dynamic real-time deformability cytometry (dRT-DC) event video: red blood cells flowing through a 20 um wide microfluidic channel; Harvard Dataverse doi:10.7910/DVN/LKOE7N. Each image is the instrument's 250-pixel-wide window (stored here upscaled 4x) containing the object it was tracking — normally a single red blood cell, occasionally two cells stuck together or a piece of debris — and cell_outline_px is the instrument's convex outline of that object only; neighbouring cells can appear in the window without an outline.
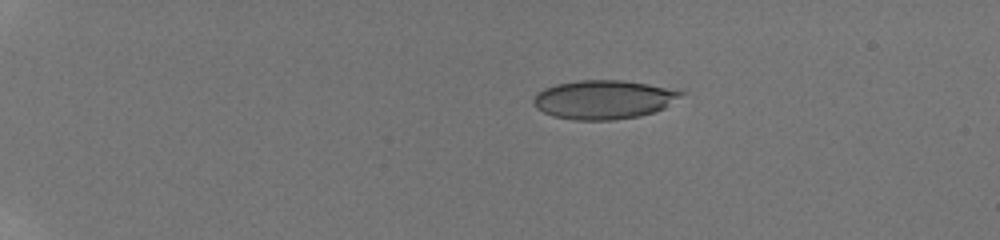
{"species": "human", "species_latin": "Homo sapiens", "temperature_condition": "room temperature", "stored_images_in_passage": 4, "camera_frame_rate_fps": 3000, "um_per_image_px": 0.085, "donor": {"sex": "male"}, "frame": {"image": 1, "passage_image": 1, "time_ms": 0.0, "image_size_px": [1000, 240], "cell_outline_px": [[688, 92], [664, 108], [656, 112], [640, 116], [612, 120], [572, 120], [552, 116], [536, 108], [532, 104], [532, 100], [536, 92], [544, 88], [556, 84], [580, 80], [624, 80], [648, 84]], "centroid_in_image_um": [51.3, 8.47], "position_along_channel_um": 33.7, "area_um2": 33.76}}
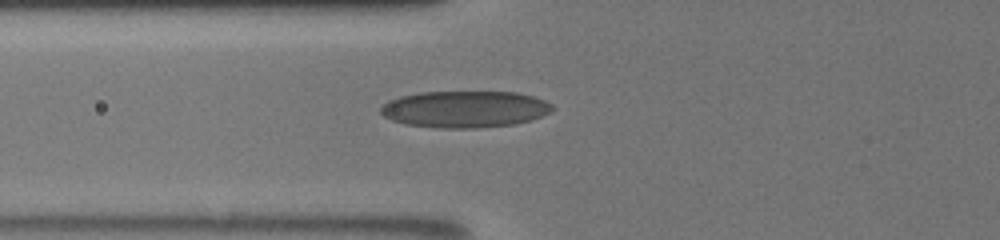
{"frame": {"image": 2, "passage_image": 4, "time_ms": 4.0, "image_size_px": [1000, 240], "cell_outline_px": [[552, 108], [548, 112], [532, 120], [512, 124], [476, 128], [440, 128], [404, 124], [392, 120], [384, 116], [380, 112], [380, 108], [388, 100], [400, 96], [420, 92], [516, 92], [532, 96], [544, 100], [552, 104]], "centroid_in_image_um": [39.47, 9.28], "position_along_channel_um": 86.3, "area_um2": 36.59}}